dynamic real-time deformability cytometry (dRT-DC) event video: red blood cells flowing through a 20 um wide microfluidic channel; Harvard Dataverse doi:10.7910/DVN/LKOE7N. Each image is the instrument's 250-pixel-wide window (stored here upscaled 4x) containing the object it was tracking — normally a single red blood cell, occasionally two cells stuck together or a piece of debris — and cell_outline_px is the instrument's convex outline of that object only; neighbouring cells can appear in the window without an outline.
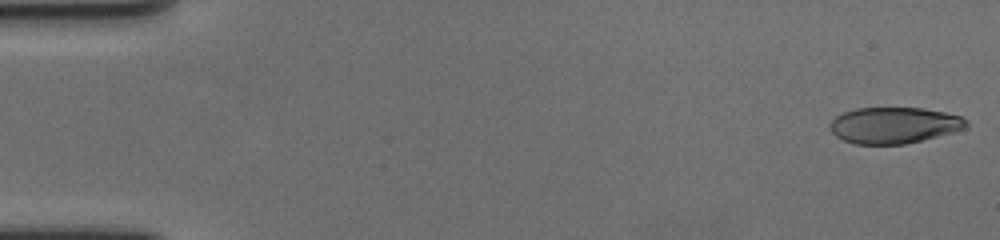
{"species": "human", "species_latin": "Homo sapiens", "temperature_condition": "cold", "stored_images_in_passage": 59, "camera_frame_rate_fps": 3000, "um_per_image_px": 0.085, "donor": {"sex": "female"}, "frame": {"image": 1, "passage_image": 1, "time_ms": 0.0, "image_size_px": [1000, 240], "cell_outline_px": [[968, 128], [956, 132], [904, 144], [856, 144], [844, 140], [836, 136], [832, 132], [828, 124], [836, 116], [844, 112], [856, 108], [924, 108], [944, 112], [960, 116], [968, 120]], "centroid_in_image_um": [76.03, 10.64], "position_along_channel_um": 9.0, "area_um2": 28.9}}
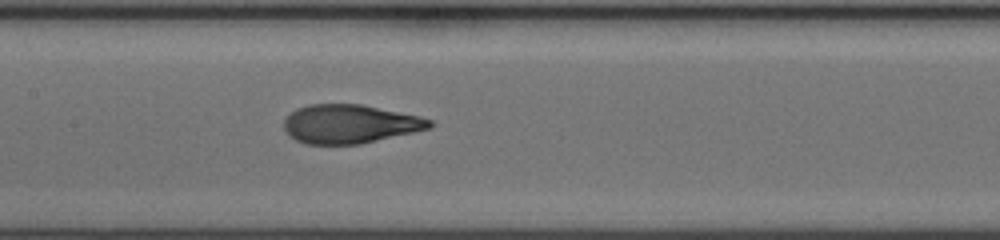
{"frame": {"image": 2, "passage_image": 29, "time_ms": 9.333, "image_size_px": [1000, 240], "cell_outline_px": [[432, 128], [360, 144], [304, 144], [288, 136], [284, 128], [284, 120], [296, 108], [308, 104], [360, 104], [420, 116], [432, 120]], "centroid_in_image_um": [29.72, 10.54], "position_along_channel_um": 177.7, "area_um2": 32.95}}
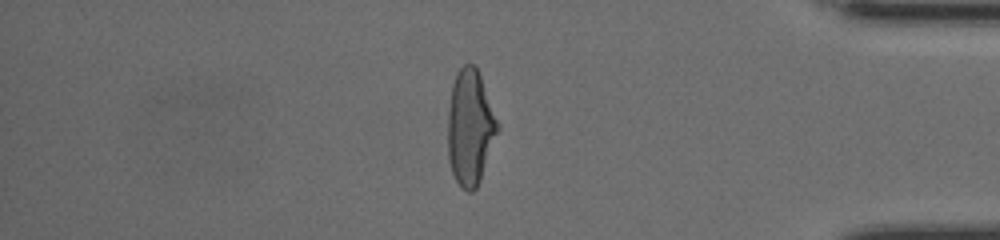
{"frame": {"image": 3, "passage_image": 50, "time_ms": 16.333, "image_size_px": [1000, 240], "cell_outline_px": [[500, 128], [480, 180], [476, 188], [472, 192], [468, 192], [460, 188], [452, 172], [448, 156], [448, 108], [452, 84], [456, 72], [464, 64], [476, 64], [500, 124]], "centroid_in_image_um": [39.97, 10.82], "position_along_channel_um": 395.2, "area_um2": 33.93}, "authors_computed_cell_mechanics": {"area_um2": 33.1194, "velocity_mm_per_s": 3.5309, "shape_relaxation_time_tau1_ms": 3.8939, "shape_relaxation_time_tau2_ms": 0.8836, "deformation_change_tau1": 0.2068, "deformation_change_tau2": 0.0738}}